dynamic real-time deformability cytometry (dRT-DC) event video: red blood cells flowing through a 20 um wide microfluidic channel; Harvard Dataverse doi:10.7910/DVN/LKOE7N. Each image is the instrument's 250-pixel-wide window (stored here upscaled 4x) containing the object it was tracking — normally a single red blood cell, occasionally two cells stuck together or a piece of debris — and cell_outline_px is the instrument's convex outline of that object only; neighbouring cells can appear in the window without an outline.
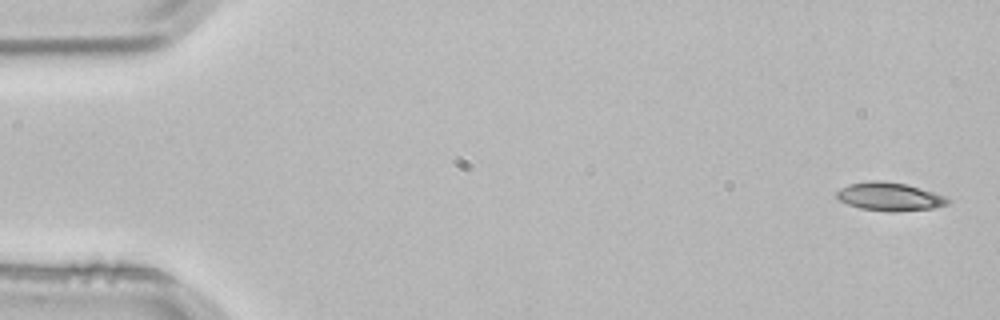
{"species": "common noctule bat (a hibernating species)", "species_latin": "Nyctalus noctula", "temperature_condition": "room temperature", "stored_images_in_passage": 5, "camera_frame_rate_fps": 3000, "um_per_image_px": 0.085, "animal": {"sex": "male", "body_mass_g": 21.5, "forearm_length_mm": 52.0}, "frame": {"image": 1, "passage_image": 1, "time_ms": 0.0, "image_size_px": [1000, 320], "cell_outline_px": [[952, 200], [948, 204], [936, 208], [892, 212], [888, 212], [860, 208], [848, 204], [840, 200], [836, 196], [836, 192], [840, 188], [848, 184], [872, 180], [880, 180], [904, 184], [932, 192], [944, 196]], "centroid_in_image_um": [75.61, 16.72], "position_along_channel_um": 9.4, "area_um2": 18.26}}
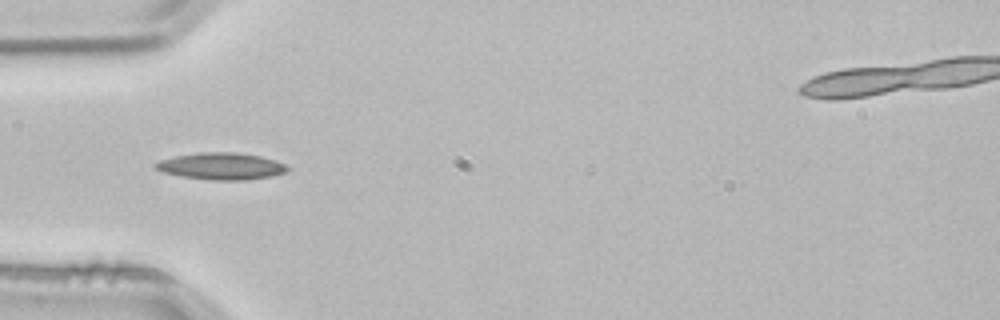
{"frame": {"image": 2, "passage_image": 4, "time_ms": 1.0, "image_size_px": [1000, 320], "cell_outline_px": [[292, 168], [288, 172], [272, 176], [248, 180], [208, 180], [180, 176], [164, 172], [152, 168], [152, 164], [160, 160], [176, 156], [200, 152], [236, 152], [260, 156], [276, 160]], "centroid_in_image_um": [18.82, 14.13], "position_along_channel_um": 66.2, "area_um2": 20.98}}